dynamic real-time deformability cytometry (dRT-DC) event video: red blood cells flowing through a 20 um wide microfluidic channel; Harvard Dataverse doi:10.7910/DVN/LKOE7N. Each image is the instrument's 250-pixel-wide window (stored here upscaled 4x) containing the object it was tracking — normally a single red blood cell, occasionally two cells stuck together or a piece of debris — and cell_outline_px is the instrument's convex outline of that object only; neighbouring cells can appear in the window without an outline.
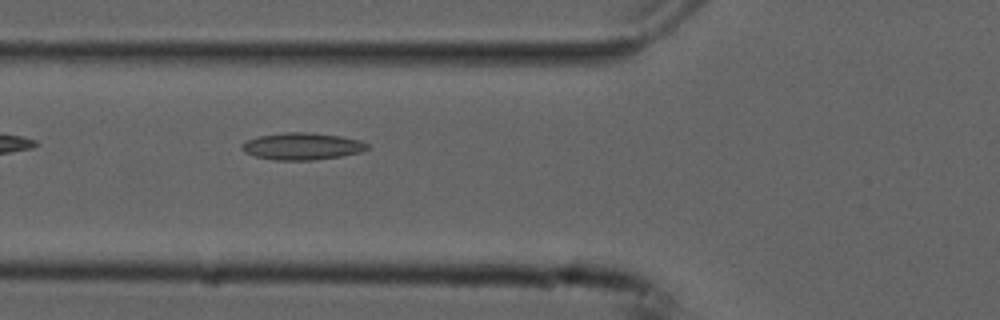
{"species": "common noctule bat (a hibernating species)", "species_latin": "Nyctalus noctula", "temperature_condition": "cold", "stored_images_in_passage": 38, "camera_frame_rate_fps": 3000, "um_per_image_px": 0.085, "animal": {"sex": "male", "forearm_length_mm": 52.5}, "frame": {"image": 1, "passage_image": 4, "time_ms": 1.0, "image_size_px": [1000, 320], "cell_outline_px": [[372, 148], [360, 152], [340, 156], [312, 160], [276, 160], [256, 156], [244, 152], [240, 148], [240, 144], [244, 140], [260, 136], [284, 132], [312, 132], [340, 136], [360, 140], [368, 144]], "centroid_in_image_um": [25.67, 12.42], "position_along_channel_um": 100.1, "area_um2": 19.88}}
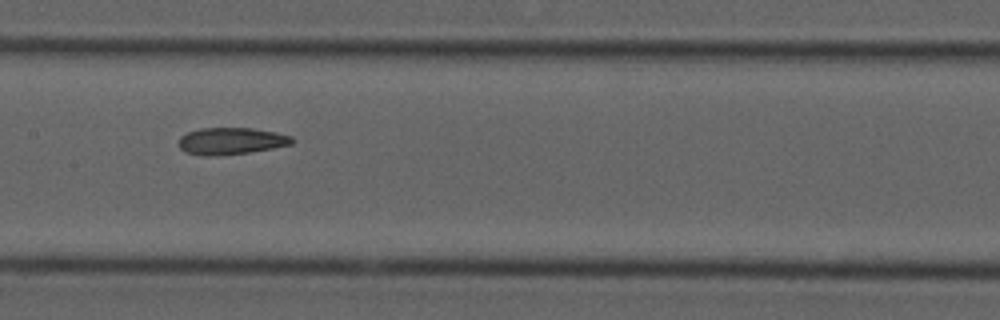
{"frame": {"image": 2, "passage_image": 11, "time_ms": 3.333, "image_size_px": [1000, 320], "cell_outline_px": [[296, 140], [292, 144], [272, 148], [248, 152], [212, 156], [208, 156], [184, 152], [180, 148], [180, 136], [188, 132], [200, 128], [252, 128], [276, 132], [292, 136]], "centroid_in_image_um": [19.67, 11.98], "position_along_channel_um": 187.7, "area_um2": 17.69}}
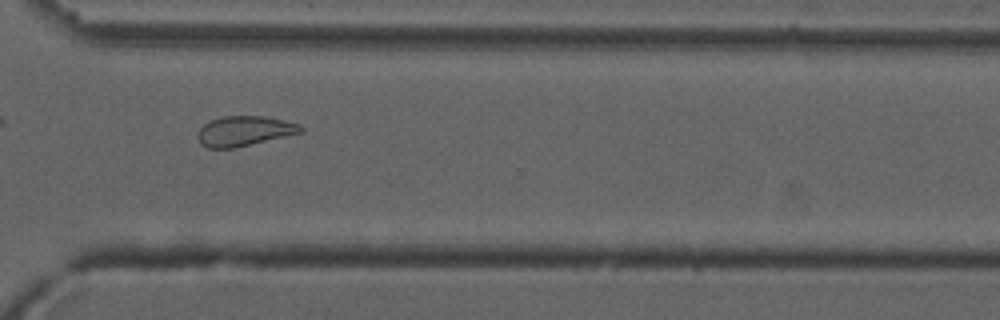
{"frame": {"image": 3, "passage_image": 24, "time_ms": 7.667, "image_size_px": [1000, 320], "cell_outline_px": [[304, 132], [232, 148], [208, 148], [200, 144], [196, 136], [200, 128], [204, 124], [212, 120], [224, 116], [268, 116], [300, 124], [304, 128]], "centroid_in_image_um": [20.78, 11.13], "position_along_channel_um": 349.8, "area_um2": 17.98}, "authors_computed_cell_mechanics": {"area_um2": 18.5538, "velocity_mm_per_s": 3.7501, "shape_relaxation_time_tau1_ms": null, "shape_relaxation_time_tau2_ms": 3.814, "deformation_change_tau1": null, "deformation_change_tau2": 0.1113}}